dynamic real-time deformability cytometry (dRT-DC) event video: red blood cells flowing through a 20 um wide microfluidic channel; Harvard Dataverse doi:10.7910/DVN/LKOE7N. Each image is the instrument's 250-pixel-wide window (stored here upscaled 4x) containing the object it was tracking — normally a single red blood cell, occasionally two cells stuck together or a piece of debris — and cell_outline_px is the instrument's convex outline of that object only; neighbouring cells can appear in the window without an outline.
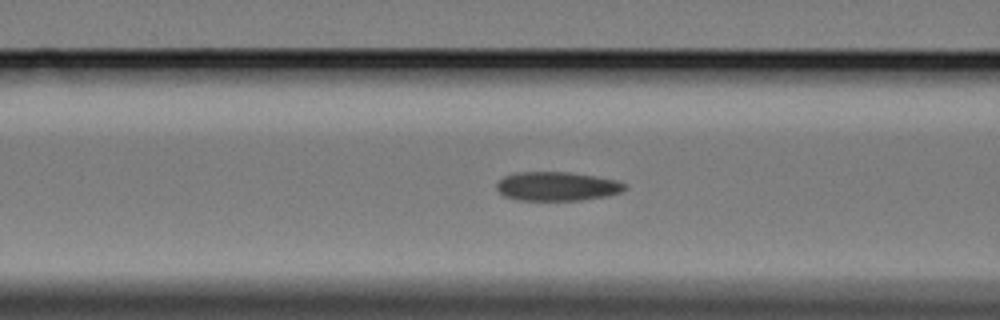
{"species": "Egyptian fruit bat (a non-hibernating species)", "species_latin": "Rousettus aegyptiacus", "temperature_condition": "cold", "stored_images_in_passage": 40, "camera_frame_rate_fps": 3000, "um_per_image_px": 0.085, "animal": {"sex": "female"}, "frame": {"image": 1, "passage_image": 4, "time_ms": 1.0, "image_size_px": [1000, 320], "cell_outline_px": [[624, 188], [620, 192], [608, 196], [580, 200], [516, 200], [504, 196], [496, 188], [496, 184], [504, 176], [516, 172], [568, 172], [616, 180], [624, 184]], "centroid_in_image_um": [47.29, 15.84], "position_along_channel_um": 119.3, "area_um2": 21.44}}
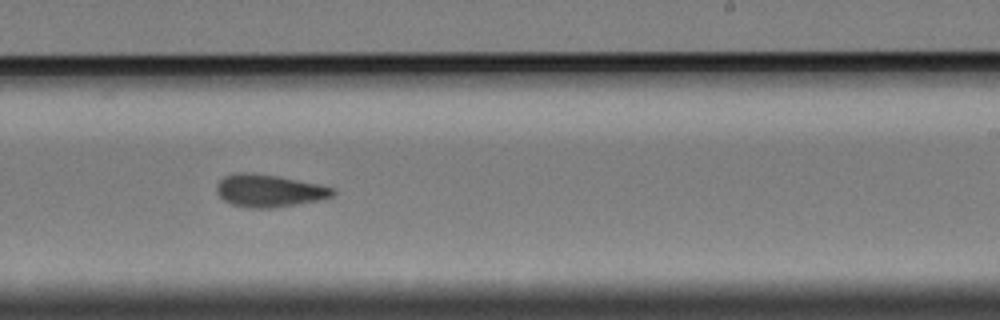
{"frame": {"image": 2, "passage_image": 17, "time_ms": 5.333, "image_size_px": [1000, 320], "cell_outline_px": [[336, 192], [332, 196], [316, 200], [296, 204], [272, 208], [248, 208], [232, 204], [224, 200], [216, 192], [216, 184], [224, 176], [232, 172], [252, 172], [276, 176], [336, 188]], "centroid_in_image_um": [22.81, 16.2], "position_along_channel_um": 266.2, "area_um2": 21.91}}
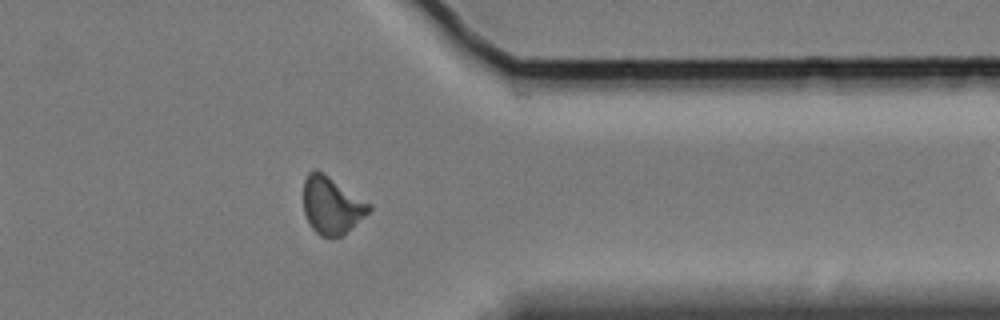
{"frame": {"image": 3, "passage_image": 28, "time_ms": 9.0, "image_size_px": [1000, 320], "cell_outline_px": [[372, 208], [344, 236], [320, 236], [312, 228], [304, 212], [304, 180], [308, 172], [316, 168], [324, 172], [372, 204]], "centroid_in_image_um": [28.2, 17.42], "position_along_channel_um": 383.2, "area_um2": 22.02}, "authors_computed_cell_mechanics": {"area_um2": 21.3282, "velocity_mm_per_s": 3.39, "shape_relaxation_time_tau1_ms": 10.999, "shape_relaxation_time_tau2_ms": 1.3391, "deformation_change_tau1": 0.1581, "deformation_change_tau2": 0.0512}}